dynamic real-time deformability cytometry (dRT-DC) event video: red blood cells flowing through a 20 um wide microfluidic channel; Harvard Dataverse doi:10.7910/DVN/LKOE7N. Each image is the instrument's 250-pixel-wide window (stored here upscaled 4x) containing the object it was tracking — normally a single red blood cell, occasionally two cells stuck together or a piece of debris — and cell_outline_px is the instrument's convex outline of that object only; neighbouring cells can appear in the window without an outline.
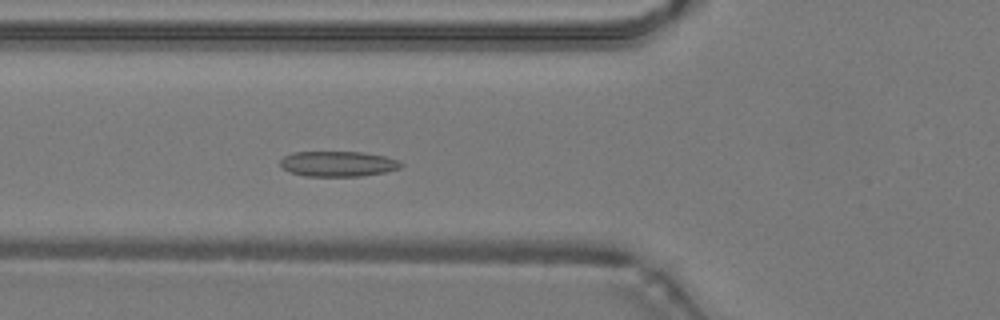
{"species": "common noctule bat (a hibernating species)", "species_latin": "Nyctalus noctula", "temperature_condition": "warm", "stored_images_in_passage": 43, "camera_frame_rate_fps": 3000, "um_per_image_px": 0.085, "animal": {"sex": "male", "body_mass_g": 19.2, "forearm_length_mm": 51.8}, "frame": {"image": 1, "passage_image": 17, "time_ms": 5.333, "image_size_px": [1000, 320], "cell_outline_px": [[404, 164], [400, 168], [384, 172], [360, 176], [304, 176], [292, 172], [284, 168], [280, 164], [280, 160], [284, 156], [296, 152], [360, 152], [384, 156], [396, 160]], "centroid_in_image_um": [28.73, 13.93], "position_along_channel_um": 97.1, "area_um2": 17.57}}
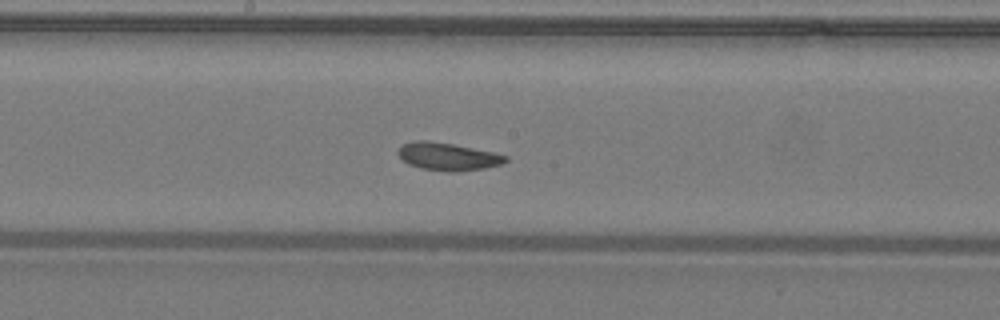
{"frame": {"image": 2, "passage_image": 25, "time_ms": 8.0, "image_size_px": [1000, 320], "cell_outline_px": [[508, 160], [500, 164], [484, 168], [456, 172], [448, 172], [424, 168], [408, 164], [396, 152], [404, 144], [412, 140], [428, 140], [452, 144], [492, 152], [508, 156]], "centroid_in_image_um": [38.06, 13.3], "position_along_channel_um": 210.1, "area_um2": 17.11}}
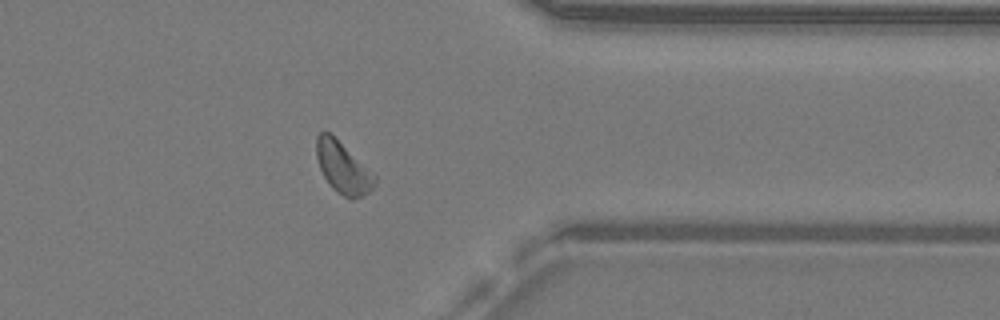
{"frame": {"image": 3, "passage_image": 38, "time_ms": 12.333, "image_size_px": [1000, 320], "cell_outline_px": [[376, 184], [368, 192], [352, 200], [336, 192], [332, 188], [324, 176], [320, 168], [316, 156], [316, 136], [320, 132], [328, 132], [376, 176]], "centroid_in_image_um": [29.13, 14.28], "position_along_channel_um": 382.3, "area_um2": 16.94}, "authors_computed_cell_mechanics": {"area_um2": 17.2822, "velocity_mm_per_s": 4.2227, "shape_relaxation_time_tau1_ms": 4.1193, "shape_relaxation_time_tau2_ms": 3.7146, "deformation_change_tau1": 0.0969, "deformation_change_tau2": 0.0883}}